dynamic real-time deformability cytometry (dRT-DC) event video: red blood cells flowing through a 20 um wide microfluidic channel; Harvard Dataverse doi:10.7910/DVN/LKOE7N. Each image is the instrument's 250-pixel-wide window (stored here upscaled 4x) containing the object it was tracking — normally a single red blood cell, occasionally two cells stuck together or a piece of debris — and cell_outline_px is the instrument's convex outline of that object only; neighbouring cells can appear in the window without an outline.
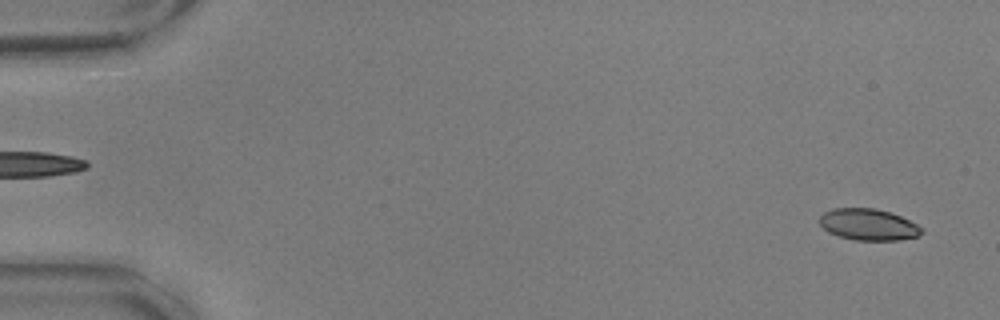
{"species": "common noctule bat (a hibernating species)", "species_latin": "Nyctalus noctula", "temperature_condition": "warm", "stored_images_in_passage": 56, "camera_frame_rate_fps": 3000, "um_per_image_px": 0.085, "animal": {"sex": "male", "body_mass_g": 17.9, "forearm_length_mm": 54.2}, "frame": {"image": 1, "passage_image": 2, "time_ms": 0.333, "image_size_px": [1000, 320], "cell_outline_px": [[924, 232], [920, 236], [900, 240], [856, 240], [840, 236], [828, 232], [820, 224], [820, 216], [824, 212], [832, 208], [872, 208], [888, 212], [900, 216], [924, 228]], "centroid_in_image_um": [73.84, 19.09], "position_along_channel_um": 11.2, "area_um2": 18.67}}
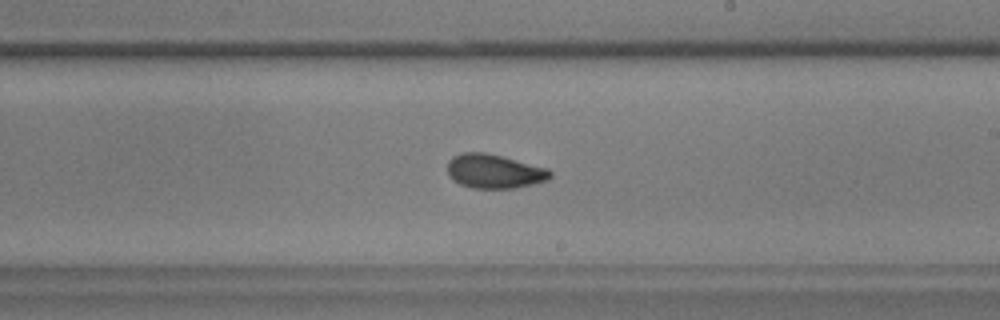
{"frame": {"image": 2, "passage_image": 33, "time_ms": 10.667, "image_size_px": [1000, 320], "cell_outline_px": [[552, 176], [548, 180], [516, 188], [472, 188], [460, 184], [452, 180], [448, 176], [448, 160], [452, 156], [460, 152], [484, 152], [548, 168], [552, 172]], "centroid_in_image_um": [41.99, 14.56], "position_along_channel_um": 247.0, "area_um2": 20.52}}
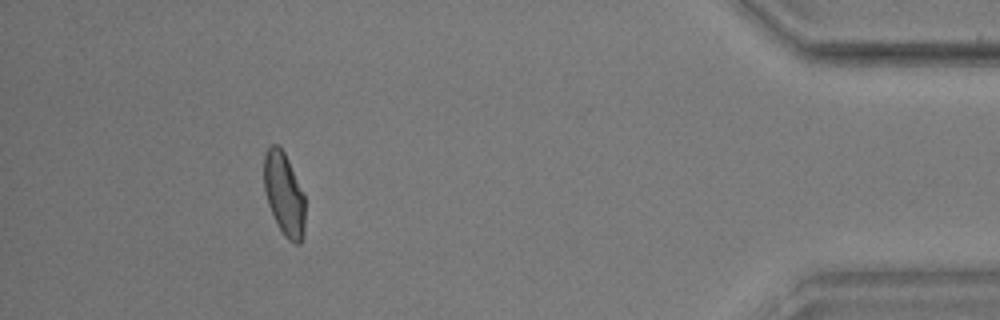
{"frame": {"image": 3, "passage_image": 51, "time_ms": 16.667, "image_size_px": [1000, 320], "cell_outline_px": [[304, 236], [300, 244], [296, 244], [288, 240], [284, 236], [268, 204], [264, 192], [264, 152], [272, 144], [276, 144], [284, 152], [288, 160], [304, 196]], "centroid_in_image_um": [24.14, 16.51], "position_along_channel_um": 411.1, "area_um2": 19.65}, "authors_computed_cell_mechanics": {"area_um2": 20.23, "velocity_mm_per_s": 3.6109, "shape_relaxation_time_tau1_ms": 4.497, "shape_relaxation_time_tau2_ms": 1.8999, "deformation_change_tau1": 0.1462, "deformation_change_tau2": 0.0743}}